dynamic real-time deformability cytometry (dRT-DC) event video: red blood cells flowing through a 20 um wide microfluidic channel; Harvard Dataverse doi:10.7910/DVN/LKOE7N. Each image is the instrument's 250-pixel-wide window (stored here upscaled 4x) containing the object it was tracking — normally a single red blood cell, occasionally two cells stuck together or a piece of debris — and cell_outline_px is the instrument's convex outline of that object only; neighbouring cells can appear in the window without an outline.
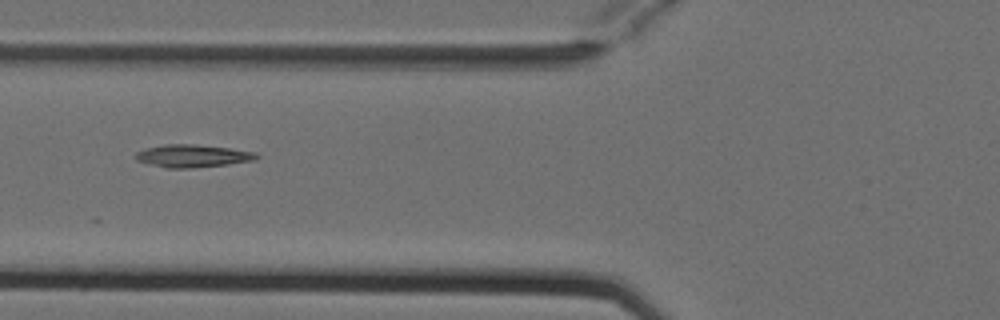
{"species": "Egyptian fruit bat (a non-hibernating species)", "species_latin": "Rousettus aegyptiacus", "temperature_condition": "cold", "stored_images_in_passage": 5, "camera_frame_rate_fps": 3000, "um_per_image_px": 0.085, "animal": {"sex": "female"}, "frame": {"image": 1, "passage_image": 4, "time_ms": 1.0, "image_size_px": [1000, 320], "cell_outline_px": [[260, 156], [256, 160], [228, 164], [192, 168], [164, 168], [148, 164], [136, 160], [132, 156], [136, 152], [144, 148], [164, 144], [196, 144], [228, 148], [256, 152]], "centroid_in_image_um": [16.32, 13.25], "position_along_channel_um": 109.5, "area_um2": 16.24}}
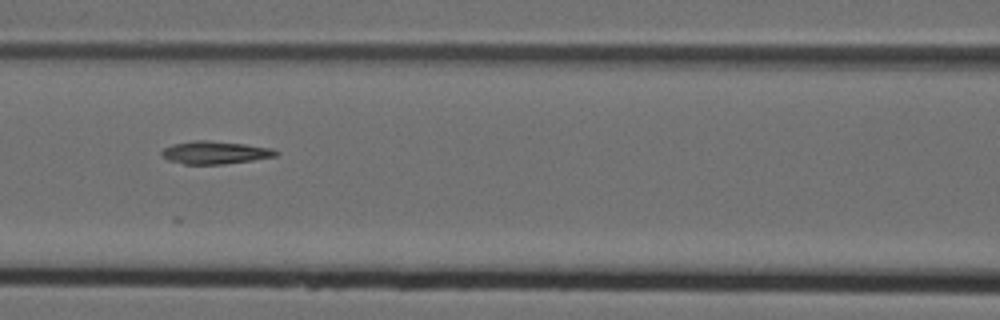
{"frame": {"image": 2, "passage_image": 5, "time_ms": 1.333, "image_size_px": [1000, 320], "cell_outline_px": [[280, 152], [276, 156], [252, 160], [224, 164], [184, 164], [168, 160], [160, 156], [160, 152], [164, 148], [172, 144], [192, 140], [208, 140], [244, 144], [272, 148]], "centroid_in_image_um": [18.24, 12.96], "position_along_channel_um": 148.4, "area_um2": 15.26}}